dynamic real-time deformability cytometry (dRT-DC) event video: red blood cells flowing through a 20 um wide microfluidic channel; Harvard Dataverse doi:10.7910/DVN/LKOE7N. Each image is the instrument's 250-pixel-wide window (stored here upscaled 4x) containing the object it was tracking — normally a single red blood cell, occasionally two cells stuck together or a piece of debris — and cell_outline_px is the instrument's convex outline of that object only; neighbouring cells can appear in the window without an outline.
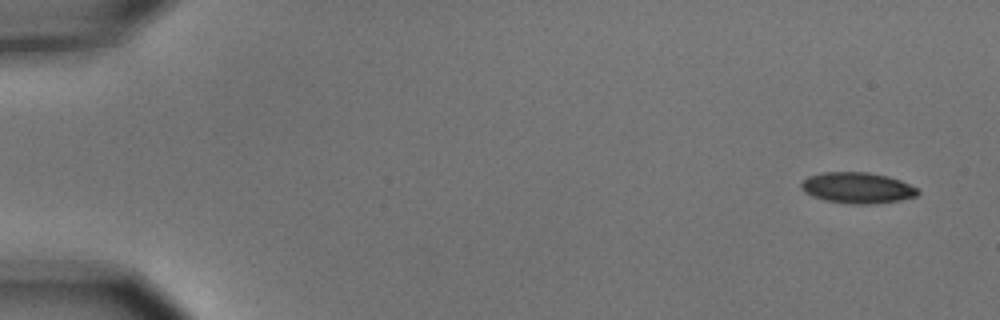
{"species": "common noctule bat (a hibernating species)", "species_latin": "Nyctalus noctula", "temperature_condition": "cold", "stored_images_in_passage": 5, "camera_frame_rate_fps": 3000, "um_per_image_px": 0.085, "animal": {"sex": "male", "body_mass_g": 15.6}, "frame": {"image": 1, "passage_image": 1, "time_ms": 0.0, "image_size_px": [1000, 320], "cell_outline_px": [[920, 192], [916, 196], [900, 200], [872, 204], [848, 204], [824, 200], [812, 196], [804, 192], [800, 188], [800, 184], [808, 176], [824, 172], [868, 172], [888, 176], [900, 180], [916, 188]], "centroid_in_image_um": [72.85, 15.97], "position_along_channel_um": 12.2, "area_um2": 21.1}}
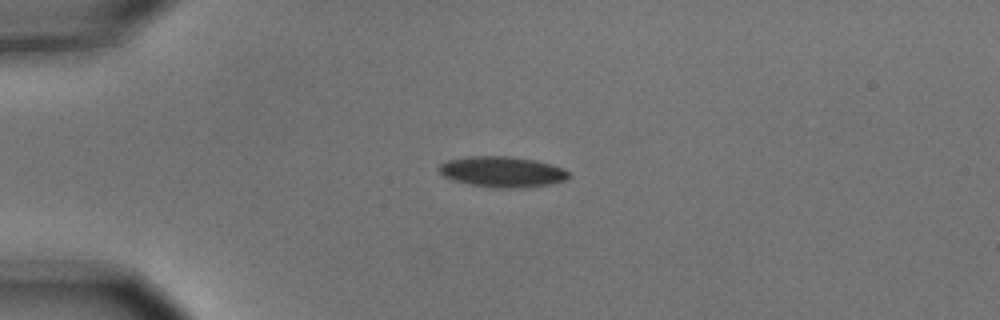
{"frame": {"image": 2, "passage_image": 4, "time_ms": 1.0, "image_size_px": [1000, 320], "cell_outline_px": [[568, 176], [564, 180], [548, 184], [520, 188], [492, 188], [468, 184], [452, 180], [444, 176], [436, 168], [440, 164], [448, 160], [468, 156], [508, 156], [536, 160], [552, 164], [564, 168], [568, 172]], "centroid_in_image_um": [42.65, 14.6], "position_along_channel_um": 42.4, "area_um2": 23.29}}